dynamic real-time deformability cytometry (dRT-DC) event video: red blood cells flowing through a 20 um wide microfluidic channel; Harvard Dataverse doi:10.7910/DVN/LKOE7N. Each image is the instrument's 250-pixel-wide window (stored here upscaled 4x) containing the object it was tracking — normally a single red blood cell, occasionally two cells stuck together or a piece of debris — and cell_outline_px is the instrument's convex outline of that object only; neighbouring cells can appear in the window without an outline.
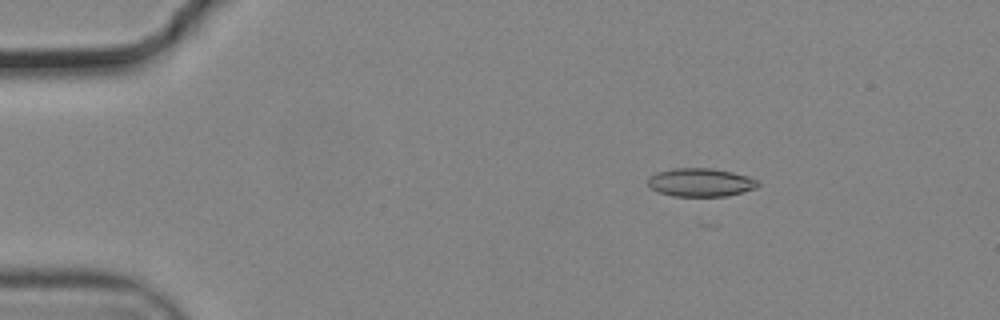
{"species": "common noctule bat (a hibernating species)", "species_latin": "Nyctalus noctula", "temperature_condition": "cold", "stored_images_in_passage": 52, "camera_frame_rate_fps": 3000, "um_per_image_px": 0.085, "animal": {"sex": "male", "body_mass_g": 19.2, "forearm_length_mm": 51.8}, "frame": {"image": 1, "passage_image": 6, "time_ms": 1.667, "image_size_px": [1000, 320], "cell_outline_px": [[760, 184], [756, 188], [724, 196], [672, 196], [660, 192], [652, 188], [648, 184], [648, 176], [656, 172], [672, 168], [712, 168], [732, 172], [748, 176], [756, 180]], "centroid_in_image_um": [59.52, 15.49], "position_along_channel_um": 25.5, "area_um2": 18.09}}
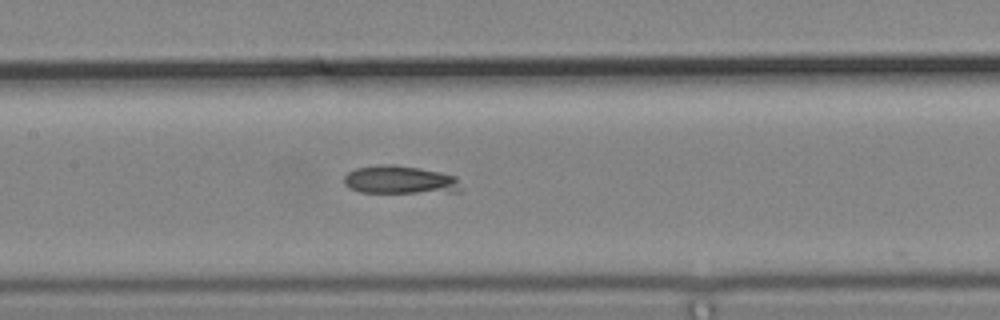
{"frame": {"image": 2, "passage_image": 24, "time_ms": 7.667, "image_size_px": [1000, 320], "cell_outline_px": [[460, 192], [360, 192], [344, 184], [344, 176], [348, 172], [356, 168], [380, 164], [392, 164], [420, 168], [440, 172], [456, 176], [460, 188]], "centroid_in_image_um": [33.99, 15.28], "position_along_channel_um": 173.4, "area_um2": 19.07}}
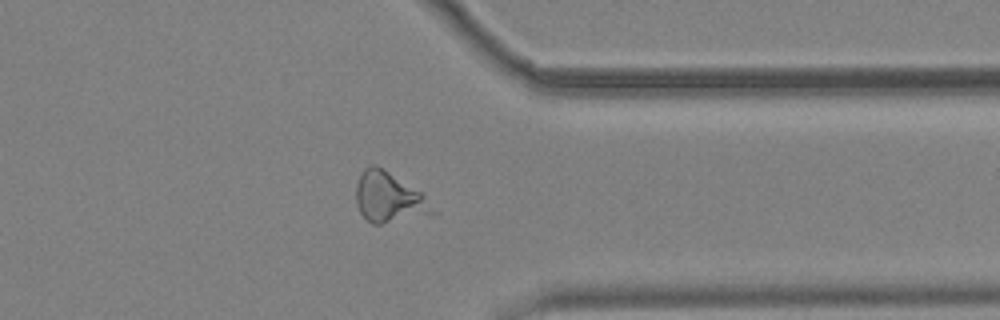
{"frame": {"image": 3, "passage_image": 41, "time_ms": 13.333, "image_size_px": [1000, 320], "cell_outline_px": [[436, 212], [380, 224], [372, 224], [360, 212], [356, 204], [356, 184], [364, 168], [372, 164], [376, 164], [420, 192], [424, 196]], "centroid_in_image_um": [32.99, 16.77], "position_along_channel_um": 378.4, "area_um2": 21.68}}